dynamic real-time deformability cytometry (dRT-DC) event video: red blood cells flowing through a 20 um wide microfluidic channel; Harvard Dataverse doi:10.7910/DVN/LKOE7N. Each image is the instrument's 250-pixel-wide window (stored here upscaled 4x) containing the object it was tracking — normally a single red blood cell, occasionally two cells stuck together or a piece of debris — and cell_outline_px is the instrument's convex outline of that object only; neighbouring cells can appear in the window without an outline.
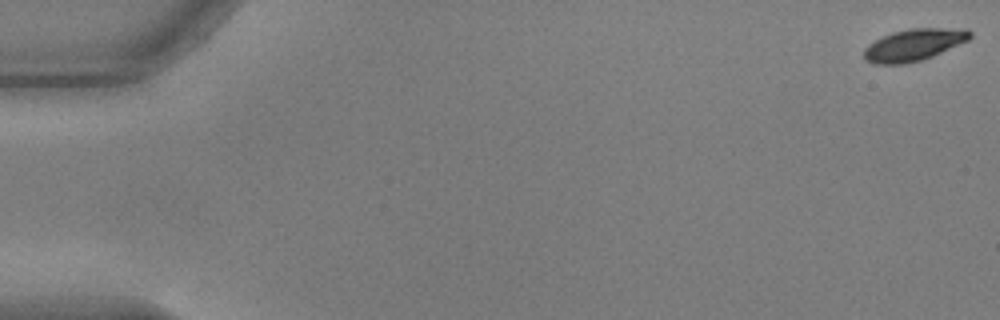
{"species": "common noctule bat (a hibernating species)", "species_latin": "Nyctalus noctula", "temperature_condition": "warm", "stored_images_in_passage": 56, "camera_frame_rate_fps": 3000, "um_per_image_px": 0.085, "animal": {"sex": "male", "body_mass_g": 17.9, "forearm_length_mm": 54.2}, "frame": {"image": 1, "passage_image": 1, "time_ms": 0.0, "image_size_px": [1000, 320], "cell_outline_px": [[972, 36], [968, 40], [932, 56], [920, 60], [904, 64], [872, 64], [864, 60], [864, 48], [868, 44], [892, 32], [908, 28], [968, 28], [972, 32]], "centroid_in_image_um": [77.67, 3.8], "position_along_channel_um": 7.3, "area_um2": 19.77}}
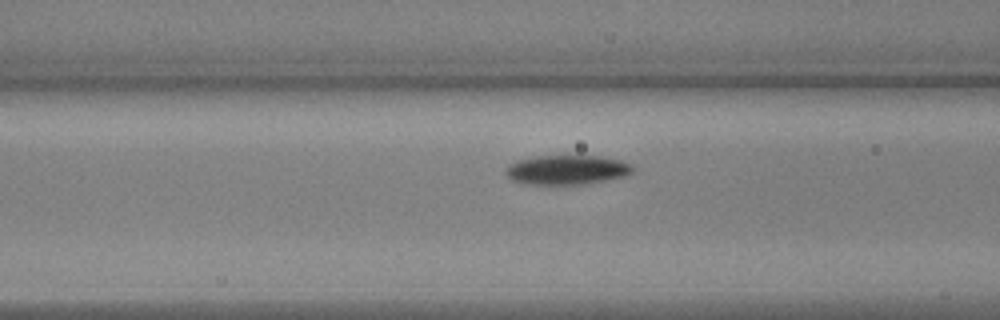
{"frame": {"image": 2, "passage_image": 23, "time_ms": 7.333, "image_size_px": [1000, 320], "cell_outline_px": [[636, 168], [628, 176], [584, 184], [524, 184], [512, 180], [504, 172], [508, 164], [516, 160], [536, 156], [596, 156], [620, 160], [632, 164]], "centroid_in_image_um": [48.19, 14.44], "position_along_channel_um": 118.4, "area_um2": 21.96}}
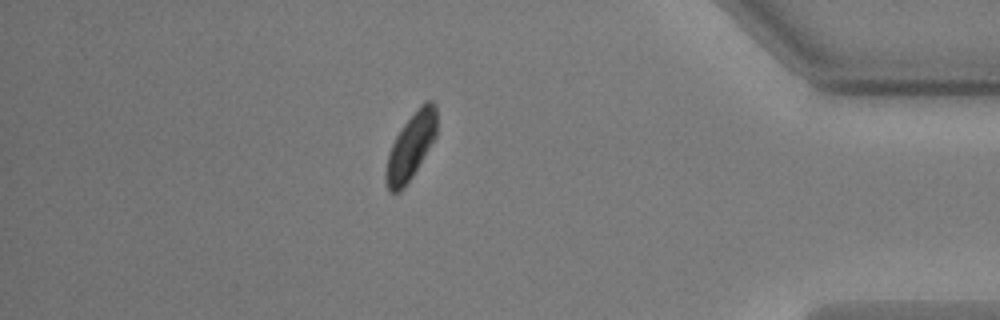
{"frame": {"image": 3, "passage_image": 49, "time_ms": 16.0, "image_size_px": [1000, 320], "cell_outline_px": [[436, 136], [412, 176], [404, 188], [400, 192], [388, 192], [384, 176], [384, 172], [388, 152], [396, 136], [404, 124], [420, 104], [424, 100], [432, 100], [436, 104]], "centroid_in_image_um": [34.9, 12.44], "position_along_channel_um": 400.3, "area_um2": 19.65}, "authors_computed_cell_mechanics": {"area_um2": 21.0681, "velocity_mm_per_s": 3.6568, "shape_relaxation_time_tau1_ms": 2.8488, "shape_relaxation_time_tau2_ms": null, "deformation_change_tau1": 0.1366, "deformation_change_tau2": null}}